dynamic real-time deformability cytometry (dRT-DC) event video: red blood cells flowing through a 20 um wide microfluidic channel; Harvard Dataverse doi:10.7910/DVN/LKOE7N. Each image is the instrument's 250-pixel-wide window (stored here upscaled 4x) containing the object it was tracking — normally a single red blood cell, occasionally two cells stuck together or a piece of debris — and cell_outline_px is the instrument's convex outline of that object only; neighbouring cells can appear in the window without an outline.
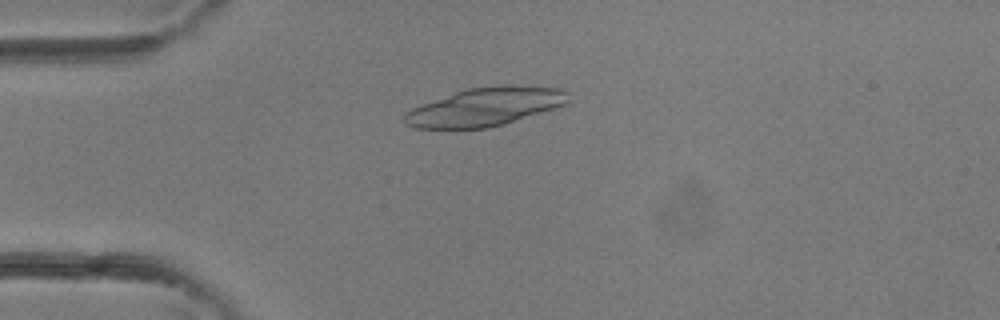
{"species": "common noctule bat (a hibernating species)", "species_latin": "Nyctalus noctula", "temperature_condition": "room temperature", "stored_images_in_passage": 3, "camera_frame_rate_fps": 3000, "um_per_image_px": 0.085, "animal": {"sex": "female"}, "frame": {"image": 1, "passage_image": 3, "time_ms": 0.667, "image_size_px": [1000, 320], "cell_outline_px": [[568, 100], [564, 104], [504, 124], [488, 128], [416, 128], [404, 124], [404, 112], [412, 108], [456, 92], [468, 88], [500, 84], [516, 84], [560, 88], [568, 92]], "centroid_in_image_um": [41.23, 9.06], "position_along_channel_um": 43.8, "area_um2": 36.36}}